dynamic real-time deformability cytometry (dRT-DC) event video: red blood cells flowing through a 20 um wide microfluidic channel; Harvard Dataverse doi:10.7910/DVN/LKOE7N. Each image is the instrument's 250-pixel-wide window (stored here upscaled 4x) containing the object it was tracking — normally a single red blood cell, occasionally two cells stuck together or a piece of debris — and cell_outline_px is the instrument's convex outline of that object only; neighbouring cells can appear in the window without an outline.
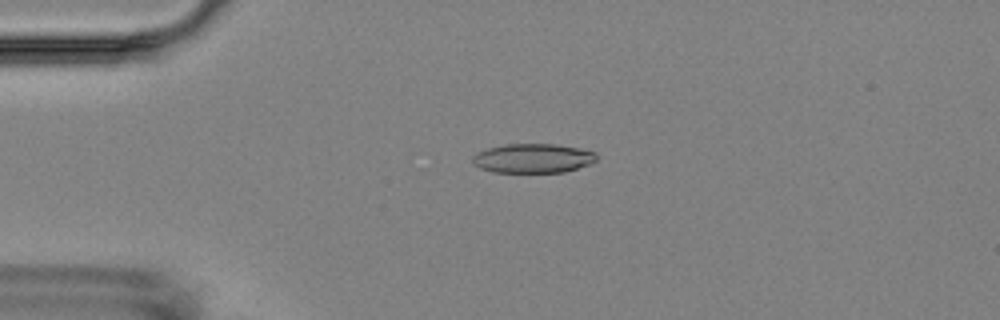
{"species": "Egyptian fruit bat (a non-hibernating species)", "species_latin": "Rousettus aegyptiacus", "temperature_condition": "room temperature", "stored_images_in_passage": 4, "camera_frame_rate_fps": 3000, "um_per_image_px": 0.085, "animal": {"sex": "female"}, "frame": {"image": 1, "passage_image": 3, "time_ms": 3.333, "image_size_px": [1000, 320], "cell_outline_px": [[596, 160], [588, 164], [564, 172], [492, 172], [480, 168], [472, 164], [472, 156], [476, 152], [488, 148], [504, 144], [556, 144], [580, 148], [596, 152]], "centroid_in_image_um": [45.25, 13.45], "position_along_channel_um": 39.7, "area_um2": 21.21}}